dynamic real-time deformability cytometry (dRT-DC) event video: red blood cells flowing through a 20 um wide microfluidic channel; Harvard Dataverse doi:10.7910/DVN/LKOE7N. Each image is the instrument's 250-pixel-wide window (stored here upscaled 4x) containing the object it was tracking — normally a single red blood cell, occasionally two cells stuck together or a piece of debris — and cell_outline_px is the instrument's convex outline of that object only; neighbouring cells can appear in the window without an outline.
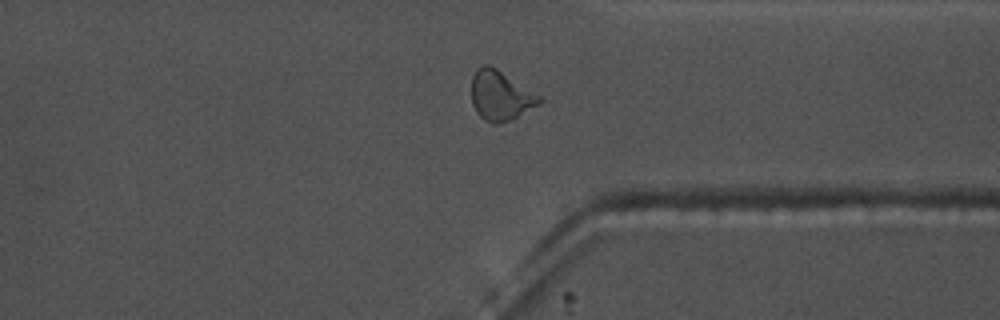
{"species": "common noctule bat (a hibernating species)", "species_latin": "Nyctalus noctula", "temperature_condition": "warm", "stored_images_in_passage": 48, "camera_frame_rate_fps": 3000, "um_per_image_px": 0.085, "animal": {"sex": "male", "body_mass_g": 17.5, "forearm_length_mm": 52.3}, "frame": {"image": 1, "passage_image": 35, "time_ms": 11.333, "image_size_px": [1000, 320], "cell_outline_px": [[544, 100], [540, 104], [508, 120], [496, 124], [492, 124], [484, 120], [476, 112], [472, 104], [472, 76], [476, 68], [484, 64], [488, 64], [496, 68], [540, 96]], "centroid_in_image_um": [42.51, 8.12], "position_along_channel_um": 368.9, "area_um2": 19.42}, "authors_computed_cell_mechanics": {"area_um2": 18.7272, "velocity_mm_per_s": 3.6993, "shape_relaxation_time_tau1_ms": 7.7164, "shape_relaxation_time_tau2_ms": 1.3306, "deformation_change_tau1": 0.1656, "deformation_change_tau2": 0.0753}}